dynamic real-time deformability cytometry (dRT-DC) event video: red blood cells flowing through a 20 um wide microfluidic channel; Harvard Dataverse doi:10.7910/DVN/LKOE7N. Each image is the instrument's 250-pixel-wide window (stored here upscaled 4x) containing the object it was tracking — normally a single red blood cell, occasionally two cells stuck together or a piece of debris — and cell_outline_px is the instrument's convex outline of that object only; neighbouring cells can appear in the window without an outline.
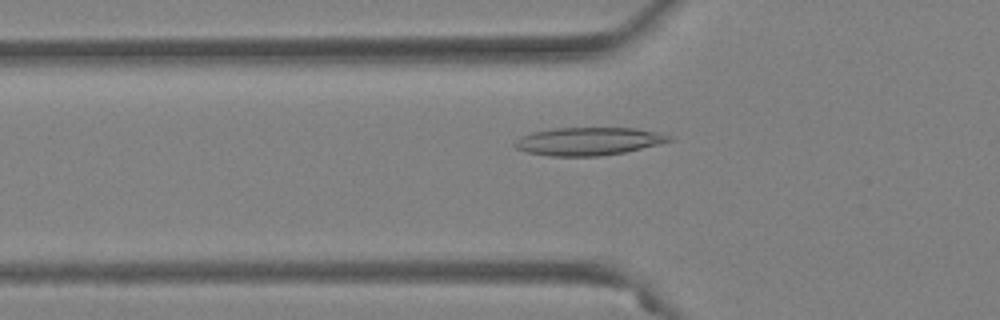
{"species": "Egyptian fruit bat (a non-hibernating species)", "species_latin": "Rousettus aegyptiacus", "temperature_condition": "warm", "stored_images_in_passage": 53, "camera_frame_rate_fps": 3000, "um_per_image_px": 0.085, "animal": {"sex": "female"}, "frame": {"image": 1, "passage_image": 19, "time_ms": 6.0, "image_size_px": [1000, 320], "cell_outline_px": [[672, 140], [660, 144], [624, 152], [600, 156], [552, 156], [528, 152], [516, 148], [512, 144], [520, 136], [532, 132], [556, 128], [636, 128], [656, 132], [672, 136]], "centroid_in_image_um": [50.01, 12.01], "position_along_channel_um": 75.8, "area_um2": 25.03}}
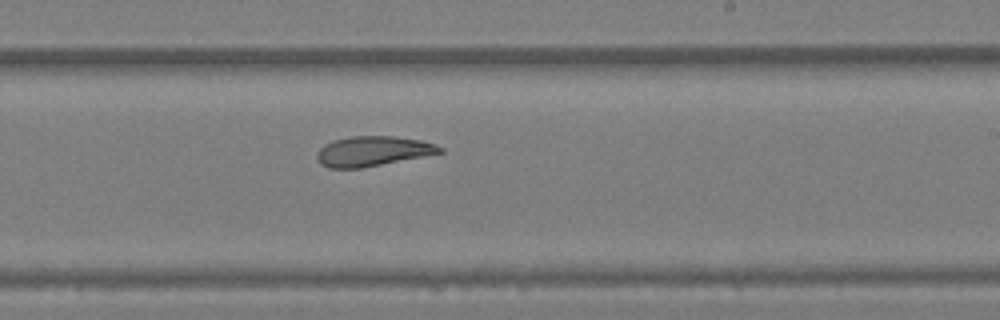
{"frame": {"image": 2, "passage_image": 33, "time_ms": 10.667, "image_size_px": [1000, 320], "cell_outline_px": [[444, 152], [424, 156], [360, 168], [328, 168], [320, 164], [316, 156], [316, 152], [324, 144], [332, 140], [348, 136], [392, 136], [420, 140], [436, 144], [444, 148]], "centroid_in_image_um": [31.65, 12.84], "position_along_channel_um": 257.3, "area_um2": 21.5}}
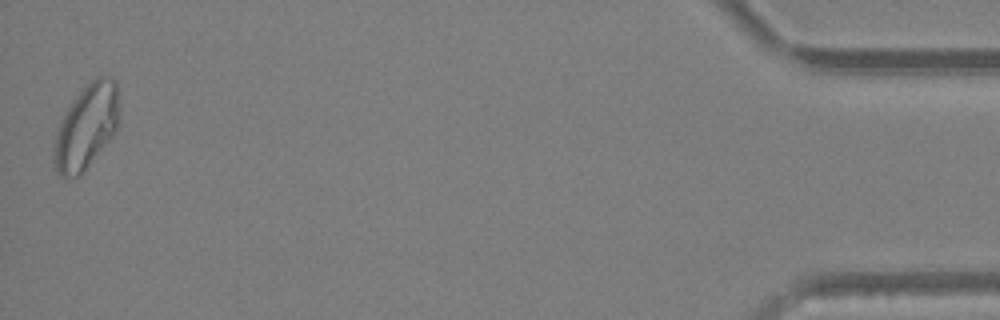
{"frame": {"image": 3, "passage_image": 53, "time_ms": 17.333, "image_size_px": [1000, 320], "cell_outline_px": [[120, 120], [112, 136], [84, 168], [76, 176], [60, 176], [52, 168], [52, 148], [56, 132], [60, 120], [72, 100], [96, 76], [112, 76], [116, 80], [120, 116]], "centroid_in_image_um": [7.31, 10.73], "position_along_channel_um": 427.9, "area_um2": 32.02}, "authors_computed_cell_mechanics": {"area_um2": 25.3742, "velocity_mm_per_s": 3.8875, "shape_relaxation_time_tau1_ms": 10.0242, "shape_relaxation_time_tau2_ms": 5.129, "deformation_change_tau1": 0.2434, "deformation_change_tau2": 0.1197}}